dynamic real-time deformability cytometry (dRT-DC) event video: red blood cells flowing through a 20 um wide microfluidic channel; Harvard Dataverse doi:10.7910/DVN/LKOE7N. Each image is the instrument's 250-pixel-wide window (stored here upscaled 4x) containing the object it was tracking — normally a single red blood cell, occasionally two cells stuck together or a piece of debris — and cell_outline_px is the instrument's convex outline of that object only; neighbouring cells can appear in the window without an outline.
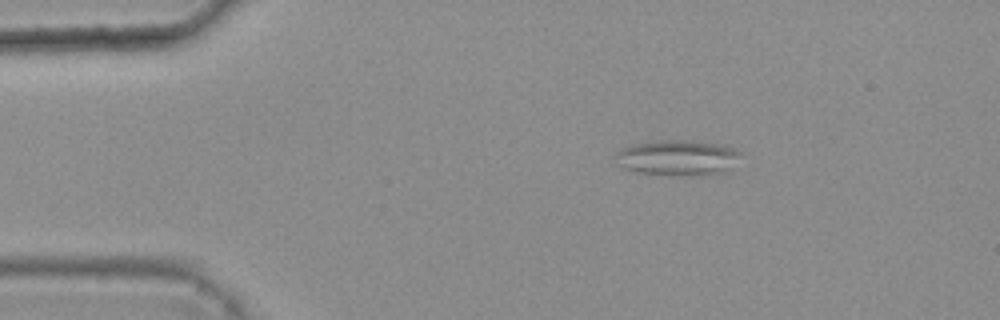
{"species": "common noctule bat (a hibernating species)", "species_latin": "Nyctalus noctula", "temperature_condition": "warm", "stored_images_in_passage": 4, "camera_frame_rate_fps": 3000, "um_per_image_px": 0.085, "animal": {"sex": "female", "body_mass_g": 25.1}, "frame": {"image": 1, "passage_image": 1, "time_ms": 0.0, "image_size_px": [1000, 320], "cell_outline_px": [[744, 152], [728, 172], [704, 176], [696, 176], [636, 172], [624, 168], [616, 164], [612, 156], [612, 152], [620, 148], [632, 144], [664, 140], [684, 140], [716, 144], [736, 148]], "centroid_in_image_um": [57.58, 13.41], "position_along_channel_um": 27.4, "area_um2": 26.47}}